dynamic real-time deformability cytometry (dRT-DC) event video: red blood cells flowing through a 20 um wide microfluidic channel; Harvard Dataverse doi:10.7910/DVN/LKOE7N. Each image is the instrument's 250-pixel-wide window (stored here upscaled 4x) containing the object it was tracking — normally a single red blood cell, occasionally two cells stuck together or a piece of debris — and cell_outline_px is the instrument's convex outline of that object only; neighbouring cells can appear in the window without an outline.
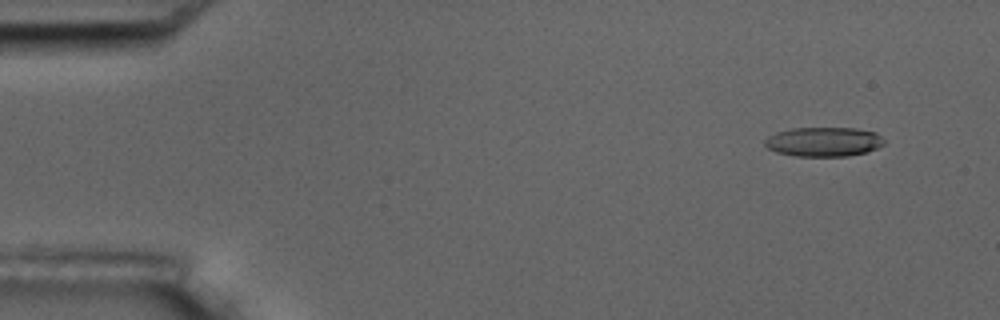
{"species": "common noctule bat (a hibernating species)", "species_latin": "Nyctalus noctula", "temperature_condition": "room temperature", "stored_images_in_passage": 4, "camera_frame_rate_fps": 3000, "um_per_image_px": 0.085, "animal": {"sex": "male", "body_mass_g": 17.5, "forearm_length_mm": 52.3}, "frame": {"image": 1, "passage_image": 1, "time_ms": 0.0, "image_size_px": [1000, 320], "cell_outline_px": [[884, 144], [868, 152], [848, 156], [796, 156], [776, 152], [768, 148], [764, 144], [764, 140], [768, 136], [776, 132], [792, 128], [856, 128], [876, 132], [884, 140]], "centroid_in_image_um": [70.01, 12.05], "position_along_channel_um": 15.0, "area_um2": 20.52}}